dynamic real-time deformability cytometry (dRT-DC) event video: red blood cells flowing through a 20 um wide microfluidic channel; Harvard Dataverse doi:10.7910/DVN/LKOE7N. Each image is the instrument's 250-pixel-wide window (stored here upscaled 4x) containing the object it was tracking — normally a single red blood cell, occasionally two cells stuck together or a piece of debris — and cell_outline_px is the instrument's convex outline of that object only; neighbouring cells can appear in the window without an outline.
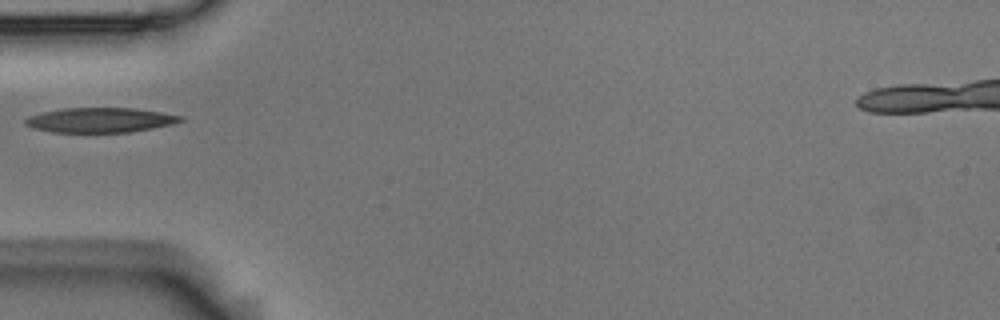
{"species": "Egyptian fruit bat (a non-hibernating species)", "species_latin": "Rousettus aegyptiacus", "temperature_condition": "room temperature", "stored_images_in_passage": 3, "camera_frame_rate_fps": 3000, "um_per_image_px": 0.085, "animal": {"sex": "male"}, "frame": {"image": 1, "passage_image": 1, "time_ms": 0.0, "image_size_px": [1000, 320], "cell_outline_px": [[184, 120], [172, 124], [152, 128], [128, 132], [52, 132], [32, 128], [24, 124], [24, 120], [28, 116], [44, 112], [64, 108], [136, 108], [184, 116]], "centroid_in_image_um": [8.51, 10.2], "position_along_channel_um": 76.5, "area_um2": 22.37}}
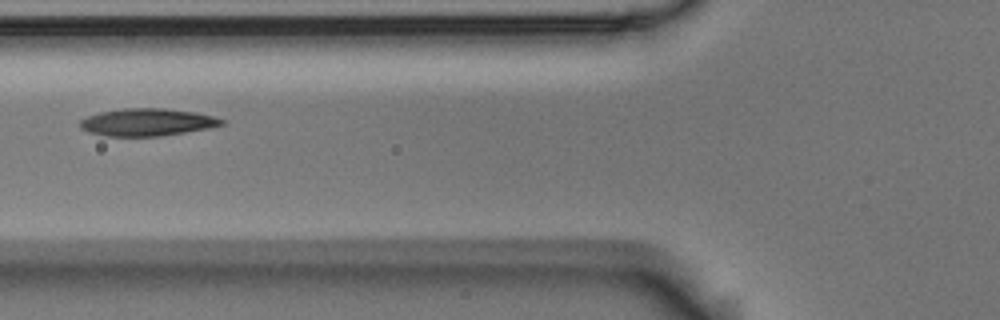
{"frame": {"image": 2, "passage_image": 2, "time_ms": 0.333, "image_size_px": [1000, 320], "cell_outline_px": [[224, 124], [208, 128], [160, 136], [104, 136], [88, 132], [80, 128], [80, 120], [88, 116], [100, 112], [124, 108], [164, 108], [196, 112], [216, 116], [224, 120]], "centroid_in_image_um": [12.51, 10.38], "position_along_channel_um": 113.3, "area_um2": 22.66}}